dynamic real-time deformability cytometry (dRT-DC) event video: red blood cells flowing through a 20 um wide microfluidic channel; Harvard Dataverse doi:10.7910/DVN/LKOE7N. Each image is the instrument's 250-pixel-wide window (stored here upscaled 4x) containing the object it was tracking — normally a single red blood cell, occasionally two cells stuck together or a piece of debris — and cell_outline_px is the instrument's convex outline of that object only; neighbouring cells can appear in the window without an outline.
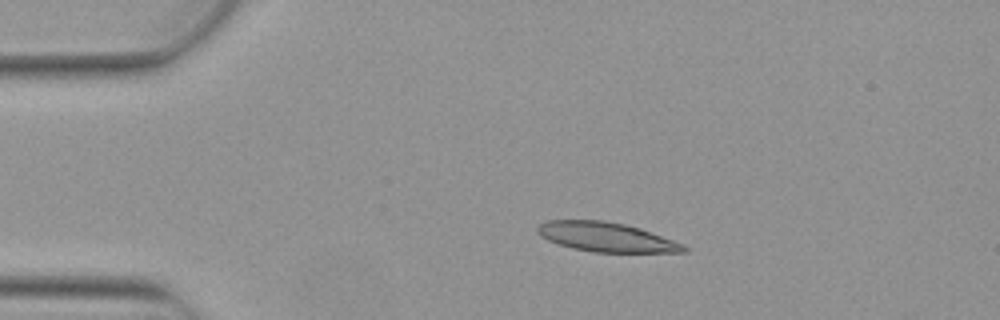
{"species": "Egyptian fruit bat (a non-hibernating species)", "species_latin": "Rousettus aegyptiacus", "temperature_condition": "warm", "stored_images_in_passage": 5, "camera_frame_rate_fps": 3000, "um_per_image_px": 0.085, "animal": {"sex": "female"}, "frame": {"image": 1, "passage_image": 3, "time_ms": 0.667, "image_size_px": [1000, 320], "cell_outline_px": [[688, 252], [592, 252], [572, 248], [548, 240], [540, 236], [536, 232], [536, 228], [540, 224], [548, 220], [604, 220], [624, 224], [640, 228], [684, 244], [688, 248]], "centroid_in_image_um": [51.53, 20.15], "position_along_channel_um": 33.5, "area_um2": 25.03}}
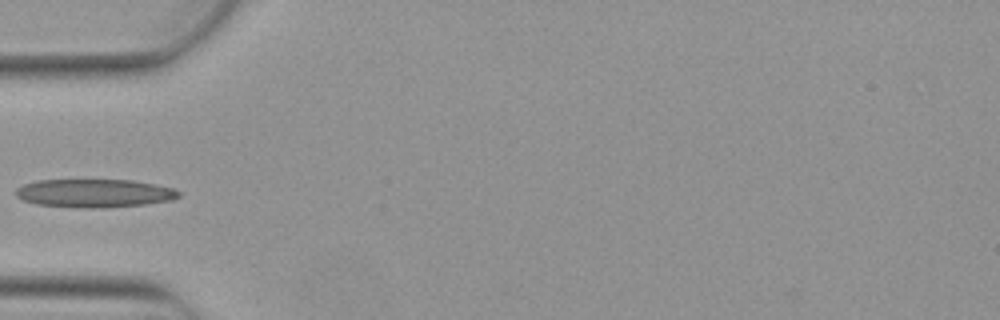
{"frame": {"image": 2, "passage_image": 5, "time_ms": 1.333, "image_size_px": [1000, 320], "cell_outline_px": [[180, 196], [172, 200], [144, 204], [104, 208], [84, 208], [36, 204], [24, 200], [16, 196], [16, 188], [24, 184], [36, 180], [132, 180], [156, 184], [172, 188], [180, 192]], "centroid_in_image_um": [8.03, 16.42], "position_along_channel_um": 77.0, "area_um2": 26.88}}